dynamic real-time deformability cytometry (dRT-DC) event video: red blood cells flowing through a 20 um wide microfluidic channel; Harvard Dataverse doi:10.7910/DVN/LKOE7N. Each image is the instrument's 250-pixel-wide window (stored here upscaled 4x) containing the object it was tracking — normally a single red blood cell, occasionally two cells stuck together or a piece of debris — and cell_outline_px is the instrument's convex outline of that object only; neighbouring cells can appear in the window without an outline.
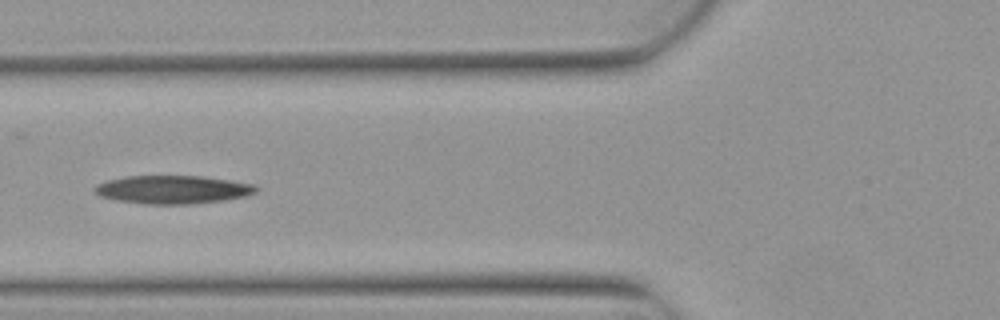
{"species": "Egyptian fruit bat (a non-hibernating species)", "species_latin": "Rousettus aegyptiacus", "temperature_condition": "warm", "stored_images_in_passage": 5, "camera_frame_rate_fps": 3000, "um_per_image_px": 0.085, "animal": {"sex": "female"}, "frame": {"image": 1, "passage_image": 5, "time_ms": 1.333, "image_size_px": [1000, 320], "cell_outline_px": [[260, 188], [256, 192], [248, 196], [224, 200], [188, 204], [148, 204], [116, 200], [100, 196], [92, 188], [96, 184], [108, 180], [128, 176], [200, 176], [256, 184]], "centroid_in_image_um": [14.72, 16.11], "position_along_channel_um": 111.1, "area_um2": 26.59}}